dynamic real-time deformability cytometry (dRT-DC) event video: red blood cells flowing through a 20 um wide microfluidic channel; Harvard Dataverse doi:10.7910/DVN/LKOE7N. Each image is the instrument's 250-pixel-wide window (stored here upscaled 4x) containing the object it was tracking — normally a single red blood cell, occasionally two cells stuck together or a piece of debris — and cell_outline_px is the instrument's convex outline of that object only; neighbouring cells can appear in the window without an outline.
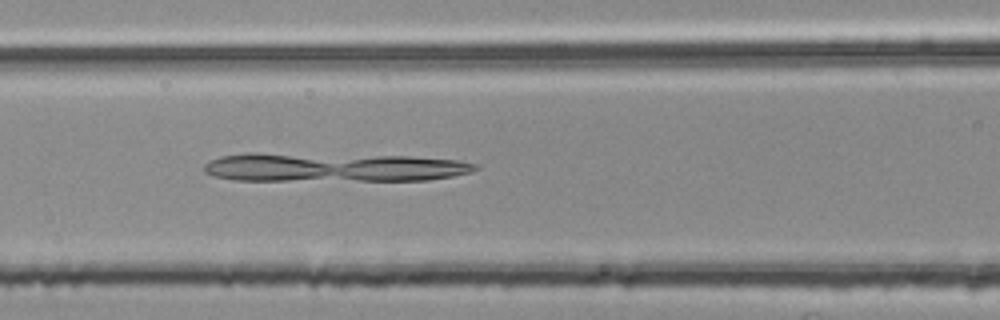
{"species": "common noctule bat (a hibernating species)", "species_latin": "Nyctalus noctula", "temperature_condition": "room temperature", "stored_images_in_passage": 43, "camera_frame_rate_fps": 3000, "um_per_image_px": 0.085, "animal": {"sex": "female", "body_mass_g": 25.1}, "frame": {"image": 1, "passage_image": 13, "time_ms": 4.0, "image_size_px": [1000, 320], "cell_outline_px": [[480, 168], [472, 172], [452, 176], [428, 180], [232, 180], [212, 176], [204, 172], [204, 164], [208, 160], [220, 156], [248, 152], [256, 152], [408, 156], [456, 160], [480, 164]], "centroid_in_image_um": [28.28, 14.21], "position_along_channel_um": 138.3, "area_um2": 46.18}}
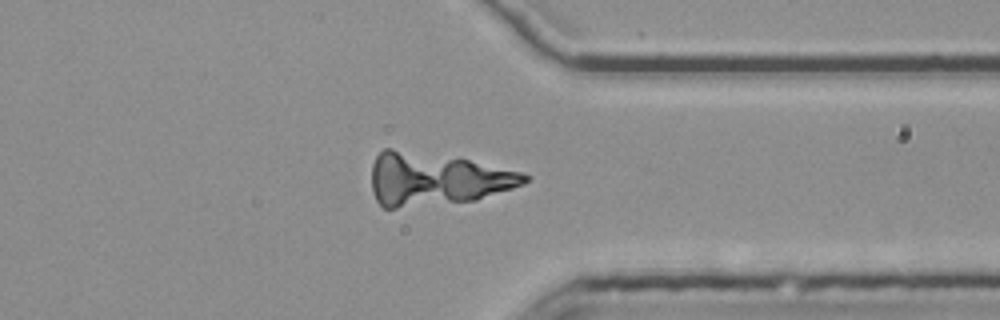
{"frame": {"image": 2, "passage_image": 32, "time_ms": 10.333, "image_size_px": [1000, 320], "cell_outline_px": [[532, 180], [524, 184], [476, 200], [396, 208], [384, 208], [376, 200], [372, 188], [372, 164], [376, 156], [384, 148], [392, 148], [468, 160], [520, 172], [532, 176]], "centroid_in_image_um": [37.06, 15.23], "position_along_channel_um": 374.3, "area_um2": 46.47}}
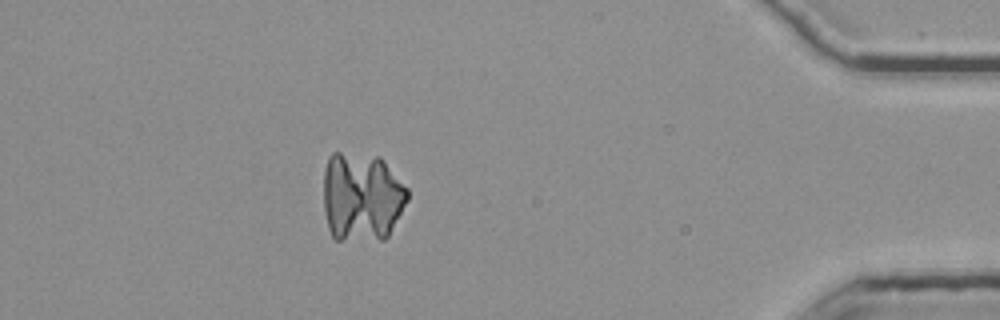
{"frame": {"image": 3, "passage_image": 38, "time_ms": 12.333, "image_size_px": [1000, 320], "cell_outline_px": [[408, 200], [388, 236], [384, 240], [336, 240], [332, 236], [328, 228], [324, 208], [324, 172], [328, 156], [332, 152], [340, 152], [380, 156], [408, 188]], "centroid_in_image_um": [30.75, 16.73], "position_along_channel_um": 404.5, "area_um2": 44.22}}